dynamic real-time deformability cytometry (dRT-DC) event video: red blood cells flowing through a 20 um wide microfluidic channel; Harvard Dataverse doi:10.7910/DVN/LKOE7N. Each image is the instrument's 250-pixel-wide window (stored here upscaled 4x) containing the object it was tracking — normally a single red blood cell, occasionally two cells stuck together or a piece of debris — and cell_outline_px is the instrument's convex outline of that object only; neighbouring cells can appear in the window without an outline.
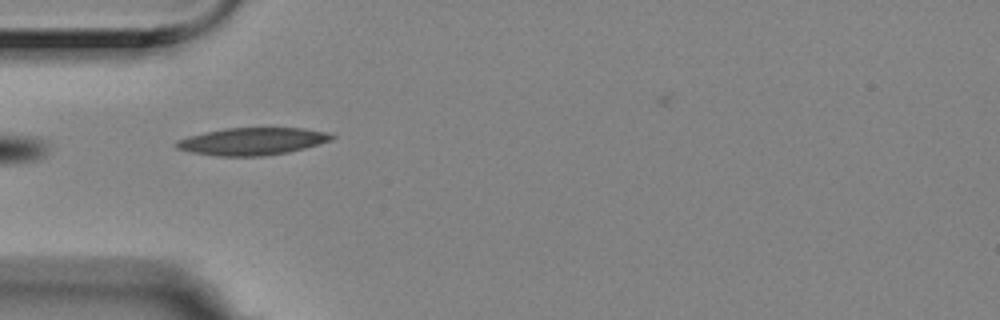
{"species": "Egyptian fruit bat (a non-hibernating species)", "species_latin": "Rousettus aegyptiacus", "temperature_condition": "room temperature", "stored_images_in_passage": 5, "camera_frame_rate_fps": 3000, "um_per_image_px": 0.085, "animal": {"sex": "female"}, "frame": {"image": 1, "passage_image": 4, "time_ms": 1.0, "image_size_px": [1000, 320], "cell_outline_px": [[336, 136], [332, 140], [320, 144], [288, 152], [264, 156], [216, 156], [192, 152], [176, 148], [176, 140], [188, 136], [204, 132], [224, 128], [304, 128], [328, 132]], "centroid_in_image_um": [21.46, 12.01], "position_along_channel_um": 63.5, "area_um2": 24.85}}